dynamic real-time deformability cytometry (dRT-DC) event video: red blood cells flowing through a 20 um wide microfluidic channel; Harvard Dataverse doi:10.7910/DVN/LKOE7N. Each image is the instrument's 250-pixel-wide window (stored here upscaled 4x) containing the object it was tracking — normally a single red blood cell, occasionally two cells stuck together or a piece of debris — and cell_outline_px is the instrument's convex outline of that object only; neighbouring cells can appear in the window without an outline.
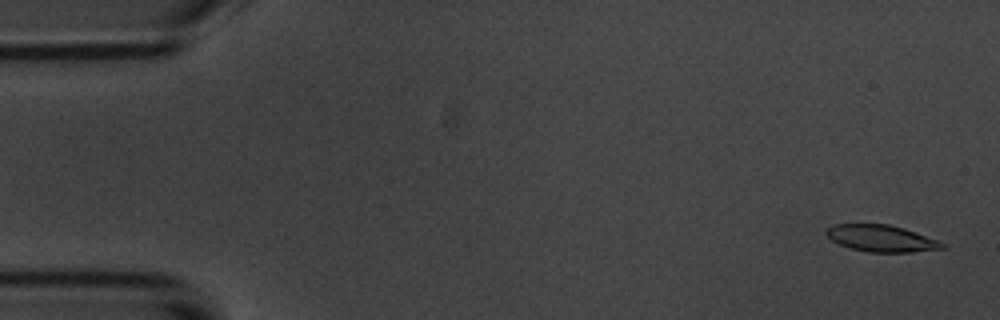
{"species": "common noctule bat (a hibernating species)", "species_latin": "Nyctalus noctula", "temperature_condition": "room temperature", "stored_images_in_passage": 7, "camera_frame_rate_fps": 3000, "um_per_image_px": 0.085, "animal": {"sex": "male", "body_mass_g": 20.1, "forearm_length_mm": 53.5}, "frame": {"image": 1, "passage_image": 1, "time_ms": 0.0, "image_size_px": [1000, 320], "cell_outline_px": [[944, 248], [912, 252], [868, 252], [852, 248], [840, 244], [832, 240], [824, 232], [824, 228], [832, 224], [888, 224], [904, 228], [940, 240], [944, 244]], "centroid_in_image_um": [74.9, 20.25], "position_along_channel_um": 10.1, "area_um2": 18.09}}
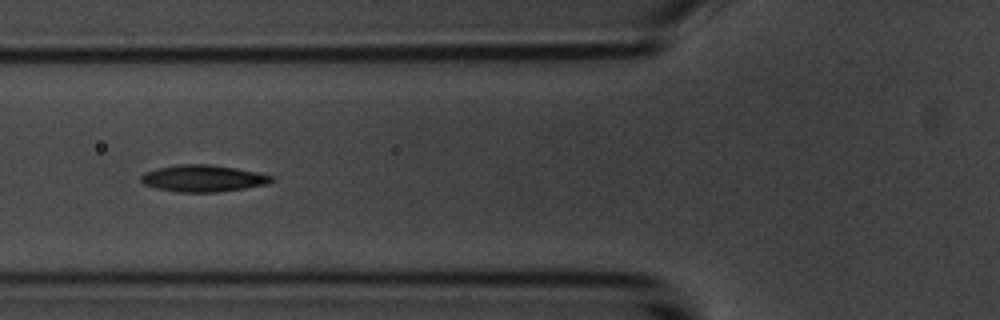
{"frame": {"image": 2, "passage_image": 6, "time_ms": 6.0, "image_size_px": [1000, 320], "cell_outline_px": [[276, 180], [264, 184], [244, 188], [216, 192], [180, 192], [156, 188], [144, 184], [140, 180], [140, 176], [144, 172], [156, 168], [176, 164], [208, 164], [236, 168], [276, 176]], "centroid_in_image_um": [17.25, 15.15], "position_along_channel_um": 108.6, "area_um2": 20.4}}
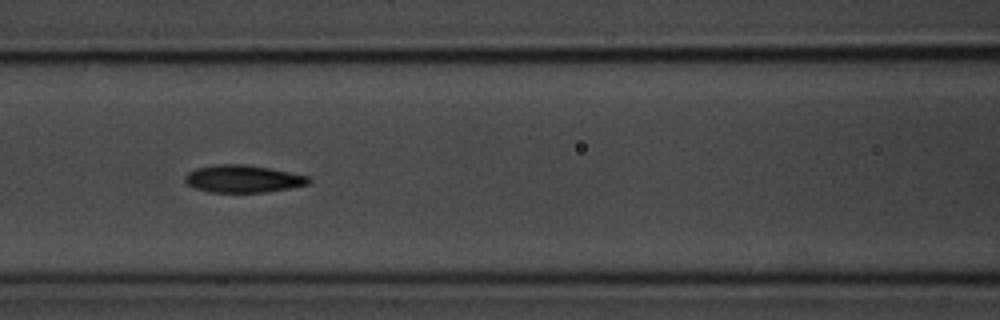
{"frame": {"image": 3, "passage_image": 7, "time_ms": 7.0, "image_size_px": [1000, 320], "cell_outline_px": [[312, 180], [308, 184], [288, 188], [264, 192], [208, 192], [196, 188], [188, 184], [184, 180], [184, 176], [188, 172], [196, 168], [212, 164], [248, 164], [308, 176]], "centroid_in_image_um": [20.61, 15.19], "position_along_channel_um": 146.0, "area_um2": 19.71}}